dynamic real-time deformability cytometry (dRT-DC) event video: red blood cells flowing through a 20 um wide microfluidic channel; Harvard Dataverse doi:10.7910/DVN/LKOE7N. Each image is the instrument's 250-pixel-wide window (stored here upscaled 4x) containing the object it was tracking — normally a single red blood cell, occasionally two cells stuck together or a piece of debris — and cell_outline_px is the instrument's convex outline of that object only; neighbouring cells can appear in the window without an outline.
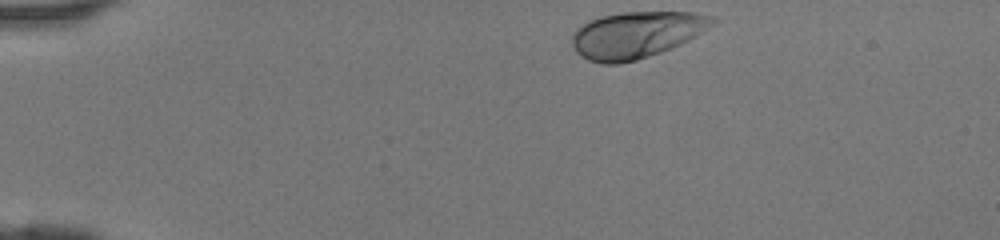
{"species": "human", "species_latin": "Homo sapiens", "temperature_condition": "room temperature", "stored_images_in_passage": 33, "camera_frame_rate_fps": 3000, "um_per_image_px": 0.085, "donor": {"sex": "female"}, "frame": {"image": 1, "passage_image": 1, "time_ms": 0.0, "image_size_px": [1000, 240], "cell_outline_px": [[720, 20], [716, 24], [696, 36], [672, 48], [636, 60], [616, 64], [600, 64], [588, 60], [580, 56], [576, 52], [572, 44], [572, 32], [580, 24], [588, 20], [600, 16], [620, 12], [696, 12], [712, 16]], "centroid_in_image_um": [54.09, 2.94], "position_along_channel_um": 30.9, "area_um2": 38.61}}
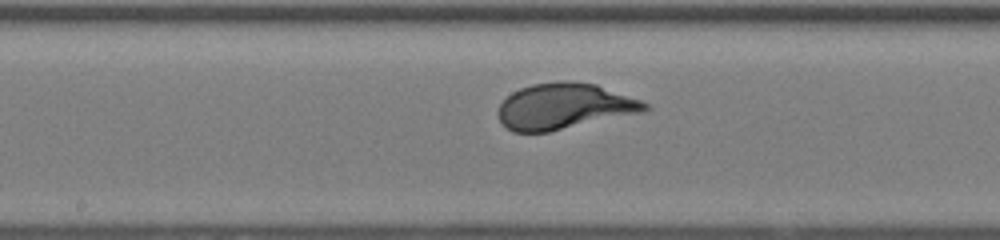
{"frame": {"image": 2, "passage_image": 17, "time_ms": 5.333, "image_size_px": [1000, 240], "cell_outline_px": [[652, 108], [644, 112], [548, 132], [512, 132], [500, 120], [496, 112], [500, 104], [512, 92], [520, 88], [532, 84], [560, 80], [568, 80], [596, 84], [640, 100], [648, 104]], "centroid_in_image_um": [47.96, 9.03], "position_along_channel_um": 200.2, "area_um2": 39.3}}
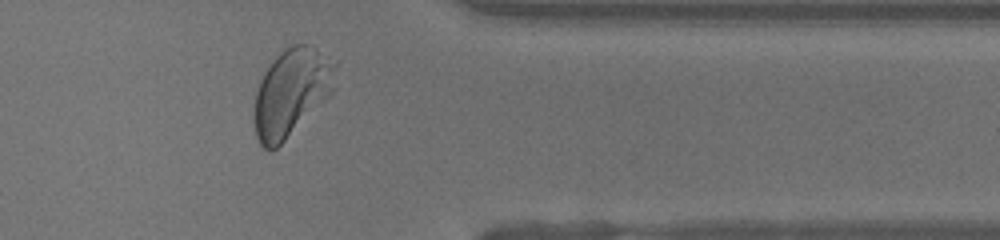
{"frame": {"image": 3, "passage_image": 30, "time_ms": 9.667, "image_size_px": [1000, 240], "cell_outline_px": [[336, 88], [272, 152], [268, 152], [260, 144], [256, 136], [252, 120], [252, 112], [256, 92], [260, 80], [264, 72], [272, 60], [280, 52], [292, 44], [308, 44], [316, 48], [336, 60]], "centroid_in_image_um": [24.75, 7.84], "position_along_channel_um": 386.7, "area_um2": 41.79}}